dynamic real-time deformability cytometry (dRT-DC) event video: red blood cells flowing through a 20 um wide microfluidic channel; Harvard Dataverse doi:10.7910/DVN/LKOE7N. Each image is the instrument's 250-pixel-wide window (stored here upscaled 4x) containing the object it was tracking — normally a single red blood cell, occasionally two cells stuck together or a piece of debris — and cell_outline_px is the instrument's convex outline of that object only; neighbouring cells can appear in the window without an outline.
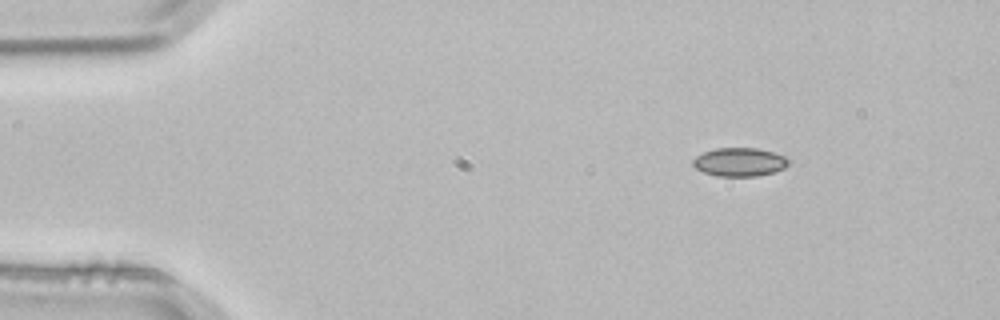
{"species": "common noctule bat (a hibernating species)", "species_latin": "Nyctalus noctula", "temperature_condition": "room temperature", "stored_images_in_passage": 3, "camera_frame_rate_fps": 3000, "um_per_image_px": 0.085, "animal": {"sex": "male", "body_mass_g": 21.5, "forearm_length_mm": 52.0}, "frame": {"image": 1, "passage_image": 1, "time_ms": 0.0, "image_size_px": [1000, 320], "cell_outline_px": [[788, 164], [784, 168], [776, 172], [756, 176], [716, 176], [704, 172], [696, 168], [692, 164], [692, 160], [696, 156], [704, 152], [716, 148], [756, 148], [772, 152], [784, 156], [788, 160]], "centroid_in_image_um": [62.85, 13.78], "position_along_channel_um": 22.2, "area_um2": 15.84}}
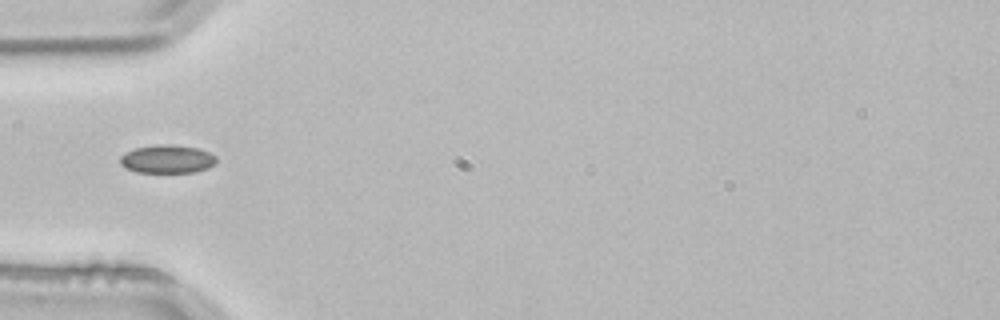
{"frame": {"image": 2, "passage_image": 3, "time_ms": 0.667, "image_size_px": [1000, 320], "cell_outline_px": [[216, 164], [208, 168], [196, 172], [136, 172], [124, 168], [120, 164], [120, 156], [124, 152], [136, 148], [156, 144], [172, 144], [196, 148], [208, 152], [216, 156]], "centroid_in_image_um": [14.19, 13.52], "position_along_channel_um": 70.8, "area_um2": 16.01}}